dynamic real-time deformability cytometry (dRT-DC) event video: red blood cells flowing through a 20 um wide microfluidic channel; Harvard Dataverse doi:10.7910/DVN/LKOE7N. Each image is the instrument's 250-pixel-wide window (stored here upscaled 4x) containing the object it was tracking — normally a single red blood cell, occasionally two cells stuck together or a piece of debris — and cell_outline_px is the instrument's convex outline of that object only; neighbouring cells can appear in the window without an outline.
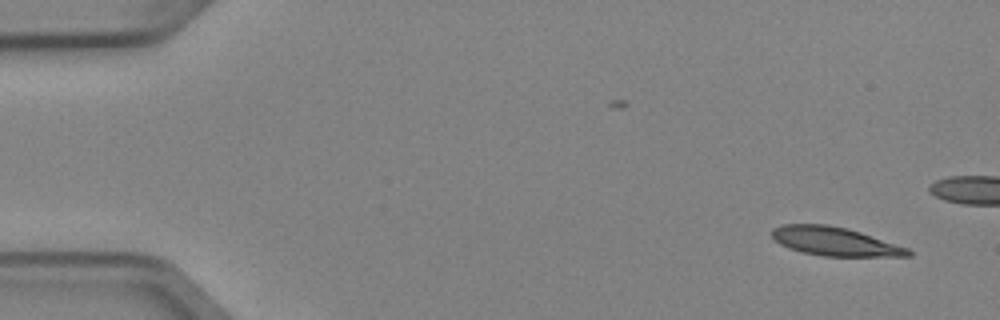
{"species": "Egyptian fruit bat (a non-hibernating species)", "species_latin": "Rousettus aegyptiacus", "temperature_condition": "cold", "stored_images_in_passage": 5, "camera_frame_rate_fps": 3000, "um_per_image_px": 0.085, "animal": {"sex": "female"}, "frame": {"image": 1, "passage_image": 1, "time_ms": 0.0, "image_size_px": [1000, 320], "cell_outline_px": [[912, 256], [824, 256], [800, 252], [788, 248], [780, 244], [772, 236], [772, 228], [780, 224], [828, 224], [848, 228], [908, 248], [912, 252]], "centroid_in_image_um": [70.92, 20.51], "position_along_channel_um": 14.1, "area_um2": 22.77}}